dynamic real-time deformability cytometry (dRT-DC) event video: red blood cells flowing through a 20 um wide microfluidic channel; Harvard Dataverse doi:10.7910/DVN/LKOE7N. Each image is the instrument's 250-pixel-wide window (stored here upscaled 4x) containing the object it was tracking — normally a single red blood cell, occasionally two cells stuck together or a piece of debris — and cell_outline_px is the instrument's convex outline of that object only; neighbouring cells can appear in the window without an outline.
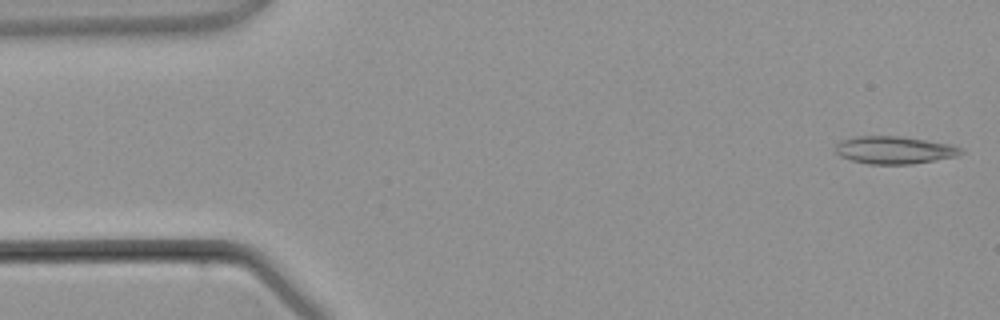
{"species": "common noctule bat (a hibernating species)", "species_latin": "Nyctalus noctula", "temperature_condition": "warm", "stored_images_in_passage": 5, "camera_frame_rate_fps": 3000, "um_per_image_px": 0.085, "animal": {"sex": "male", "body_mass_g": 21.5, "forearm_length_mm": 52.0}, "frame": {"image": 1, "passage_image": 1, "time_ms": 0.0, "image_size_px": [1000, 320], "cell_outline_px": [[964, 152], [956, 156], [936, 160], [912, 164], [868, 164], [852, 160], [840, 156], [836, 152], [836, 144], [840, 140], [856, 136], [900, 136], [952, 144], [964, 148]], "centroid_in_image_um": [76.05, 12.75], "position_along_channel_um": 9.0, "area_um2": 20.29}}
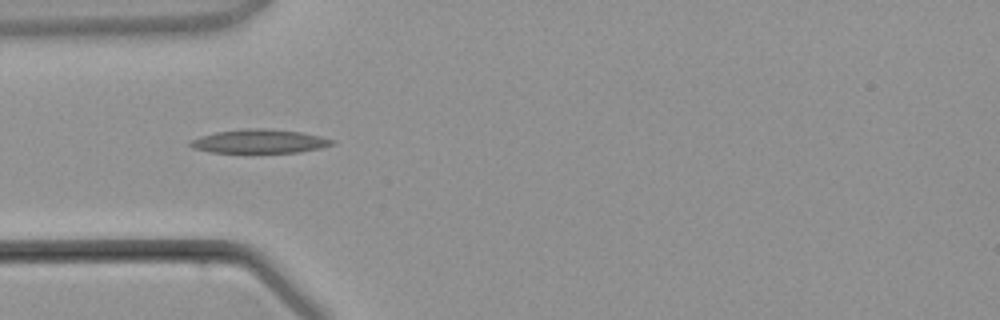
{"frame": {"image": 2, "passage_image": 4, "time_ms": 3.667, "image_size_px": [1000, 320], "cell_outline_px": [[336, 144], [320, 148], [300, 152], [208, 152], [192, 148], [188, 144], [192, 140], [200, 136], [216, 132], [244, 128], [264, 128], [300, 132], [320, 136], [336, 140]], "centroid_in_image_um": [22.07, 12.01], "position_along_channel_um": 62.9, "area_um2": 19.65}}
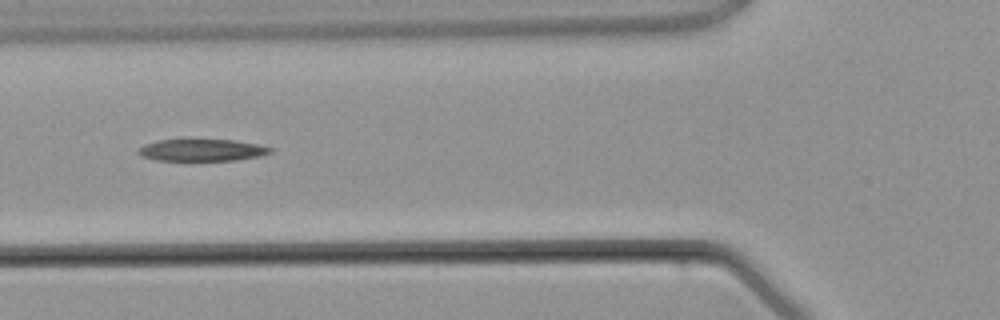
{"frame": {"image": 3, "passage_image": 5, "time_ms": 4.667, "image_size_px": [1000, 320], "cell_outline_px": [[272, 152], [260, 156], [236, 160], [156, 160], [140, 156], [136, 152], [144, 144], [156, 140], [232, 140], [260, 144], [272, 148]], "centroid_in_image_um": [17.16, 12.76], "position_along_channel_um": 108.6, "area_um2": 16.82}}